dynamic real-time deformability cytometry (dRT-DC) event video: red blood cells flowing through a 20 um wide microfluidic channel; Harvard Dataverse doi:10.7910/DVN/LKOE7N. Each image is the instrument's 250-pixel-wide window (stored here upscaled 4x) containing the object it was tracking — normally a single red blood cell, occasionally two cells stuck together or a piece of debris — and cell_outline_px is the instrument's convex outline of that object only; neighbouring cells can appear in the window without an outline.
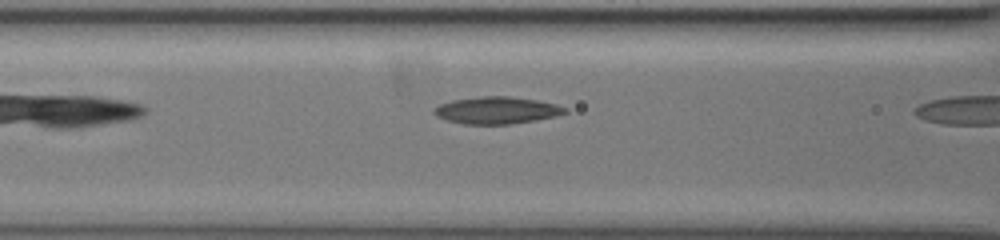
{"species": "common noctule bat (a hibernating species)", "species_latin": "Nyctalus noctula", "temperature_condition": "warm", "stored_images_in_passage": 4, "camera_frame_rate_fps": 3000, "um_per_image_px": 0.085, "animal": {"sex": "female", "body_mass_g": 19.5, "forearm_length_mm": 54.1}, "frame": {"image": 1, "passage_image": 3, "time_ms": 0.667, "image_size_px": [1000, 240], "cell_outline_px": [[568, 112], [556, 116], [536, 120], [508, 124], [464, 124], [448, 120], [436, 116], [432, 112], [440, 104], [452, 100], [480, 96], [508, 96], [536, 100], [556, 104], [568, 108]], "centroid_in_image_um": [42.24, 9.37], "position_along_channel_um": 124.4, "area_um2": 20.58}}